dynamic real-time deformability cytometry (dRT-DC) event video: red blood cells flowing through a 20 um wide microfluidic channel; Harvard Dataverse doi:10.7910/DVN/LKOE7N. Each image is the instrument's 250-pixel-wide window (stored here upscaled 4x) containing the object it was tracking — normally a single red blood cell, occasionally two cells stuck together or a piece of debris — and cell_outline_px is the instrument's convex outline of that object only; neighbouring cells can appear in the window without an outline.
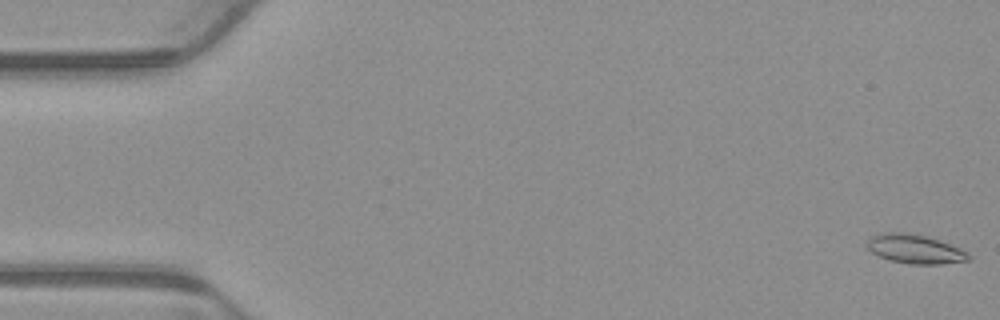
{"species": "common noctule bat (a hibernating species)", "species_latin": "Nyctalus noctula", "temperature_condition": "warm", "stored_images_in_passage": 5, "camera_frame_rate_fps": 3000, "um_per_image_px": 0.085, "animal": {"sex": "male", "body_mass_g": 23.1, "forearm_length_mm": 52.7}, "frame": {"image": 1, "passage_image": 1, "time_ms": 0.0, "image_size_px": [1000, 320], "cell_outline_px": [[972, 260], [940, 264], [912, 264], [892, 260], [880, 256], [872, 252], [868, 248], [868, 240], [872, 236], [880, 232], [904, 232], [928, 236], [940, 240], [960, 248], [968, 252], [972, 256]], "centroid_in_image_um": [77.83, 21.16], "position_along_channel_um": 7.2, "area_um2": 17.22}}
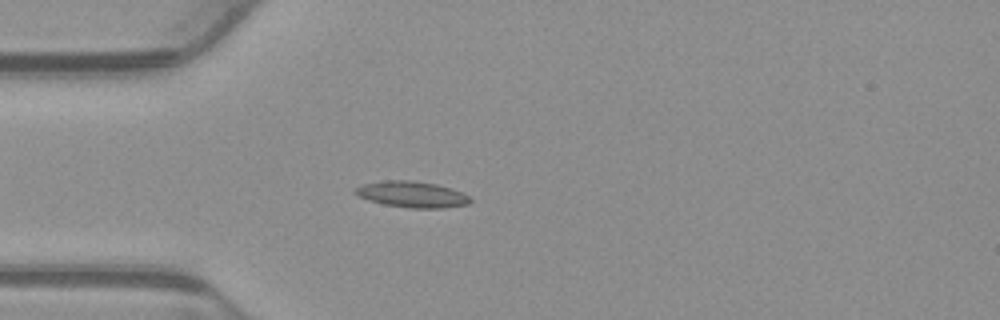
{"frame": {"image": 2, "passage_image": 5, "time_ms": 1.333, "image_size_px": [1000, 320], "cell_outline_px": [[472, 200], [468, 204], [444, 208], [412, 208], [384, 204], [368, 200], [352, 192], [352, 188], [360, 184], [384, 180], [412, 180], [436, 184], [452, 188], [468, 196]], "centroid_in_image_um": [34.96, 16.51], "position_along_channel_um": 50.0, "area_um2": 17.63}}